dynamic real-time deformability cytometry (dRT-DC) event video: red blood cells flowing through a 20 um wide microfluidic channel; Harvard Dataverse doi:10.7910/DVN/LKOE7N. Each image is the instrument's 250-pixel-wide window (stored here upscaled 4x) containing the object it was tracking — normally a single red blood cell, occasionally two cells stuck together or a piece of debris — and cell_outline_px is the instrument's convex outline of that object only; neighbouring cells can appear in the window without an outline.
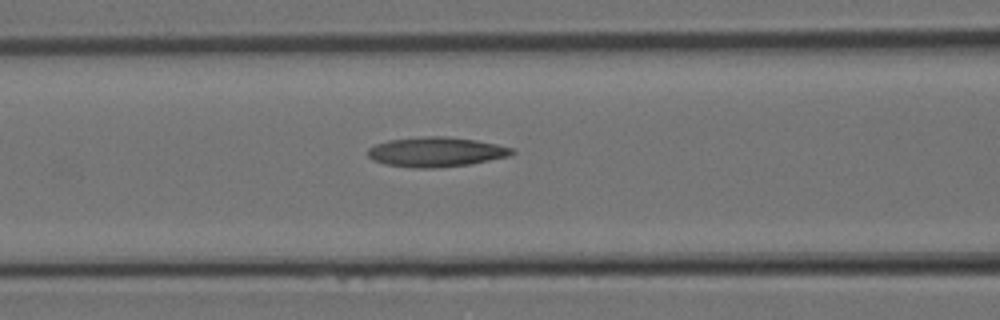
{"species": "Egyptian fruit bat (a non-hibernating species)", "species_latin": "Rousettus aegyptiacus", "temperature_condition": "room temperature", "stored_images_in_passage": 12, "segment_of_instrument_passage": [1, 2], "camera_frame_rate_fps": 3000, "um_per_image_px": 0.085, "animal": {"sex": "female"}, "frame": {"image": 1, "passage_image": 6, "time_ms": 1.667, "image_size_px": [1000, 320], "cell_outline_px": [[516, 152], [508, 156], [468, 164], [432, 168], [412, 168], [384, 164], [372, 160], [368, 156], [368, 148], [376, 144], [388, 140], [424, 136], [444, 136], [476, 140], [496, 144], [512, 148]], "centroid_in_image_um": [37.02, 12.91], "position_along_channel_um": 129.6, "area_um2": 24.85}}
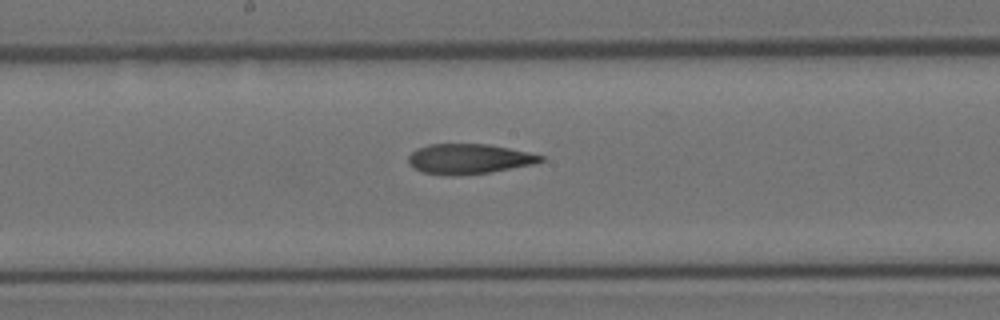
{"frame": {"image": 2, "passage_image": 9, "time_ms": 2.667, "image_size_px": [1000, 320], "cell_outline_px": [[544, 160], [532, 164], [492, 172], [456, 176], [444, 176], [420, 172], [408, 164], [408, 156], [416, 148], [428, 144], [488, 144], [528, 152], [544, 156]], "centroid_in_image_um": [39.79, 13.52], "position_along_channel_um": 208.4, "area_um2": 23.41}}